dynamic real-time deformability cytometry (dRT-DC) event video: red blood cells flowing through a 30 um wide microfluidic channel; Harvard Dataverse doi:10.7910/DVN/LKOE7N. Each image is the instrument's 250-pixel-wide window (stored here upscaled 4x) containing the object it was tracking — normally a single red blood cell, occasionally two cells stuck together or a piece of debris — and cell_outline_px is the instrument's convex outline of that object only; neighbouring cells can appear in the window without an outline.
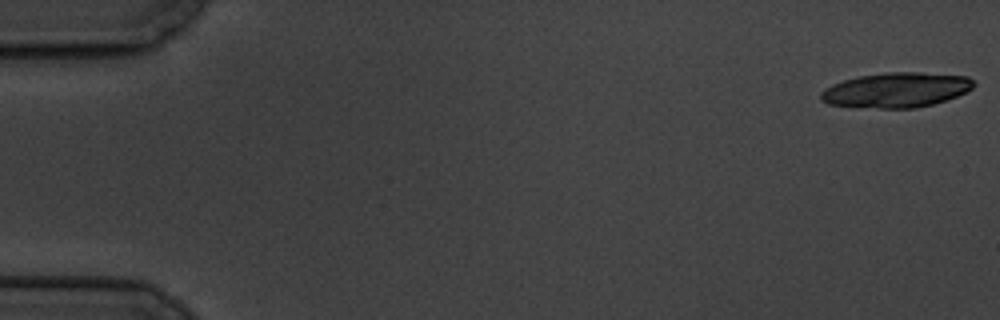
{"species": "common noctule bat (a hibernating species)", "species_latin": "Nyctalus noctula", "temperature_condition": "cold", "stored_images_in_passage": 7, "camera_frame_rate_fps": 3000, "um_per_image_px": 0.085, "animal": {"sex": "male", "body_mass_g": 19.5, "forearm_length_mm": 54.6}, "frame": {"image": 1, "passage_image": 1, "time_ms": 0.0, "image_size_px": [1000, 320], "cell_outline_px": [[976, 84], [972, 88], [956, 96], [932, 104], [916, 108], [880, 108], [828, 104], [820, 100], [820, 92], [832, 84], [844, 80], [860, 76], [888, 72], [920, 72], [968, 76]], "centroid_in_image_um": [76.18, 7.64], "position_along_channel_um": 8.8, "area_um2": 30.87}}